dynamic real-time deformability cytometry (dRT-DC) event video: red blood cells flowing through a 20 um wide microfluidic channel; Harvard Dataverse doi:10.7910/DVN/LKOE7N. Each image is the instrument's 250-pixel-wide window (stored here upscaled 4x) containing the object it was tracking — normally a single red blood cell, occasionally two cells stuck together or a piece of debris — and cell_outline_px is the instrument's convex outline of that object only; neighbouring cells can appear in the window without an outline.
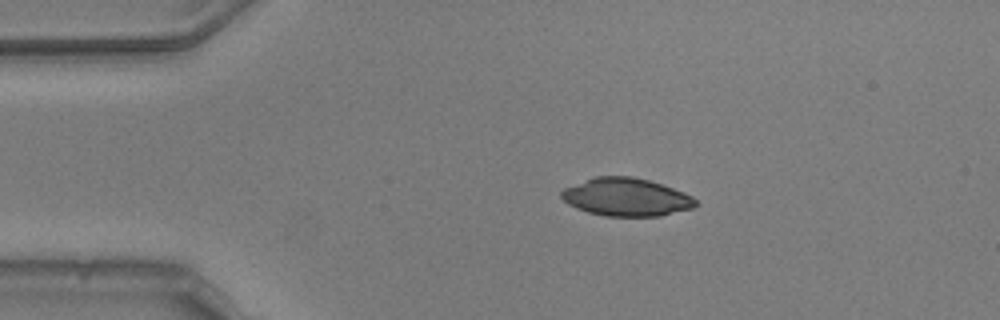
{"species": "common noctule bat (a hibernating species)", "species_latin": "Nyctalus noctula", "temperature_condition": "warm", "stored_images_in_passage": 44, "camera_frame_rate_fps": 3000, "um_per_image_px": 0.085, "animal": {"sex": "male", "body_mass_g": 20.5, "forearm_length_mm": 52.5}, "frame": {"image": 1, "passage_image": 1, "time_ms": 0.0, "image_size_px": [1000, 320], "cell_outline_px": [[696, 208], [660, 216], [604, 216], [588, 212], [576, 208], [568, 204], [560, 196], [560, 192], [564, 188], [596, 176], [632, 176], [648, 180], [684, 192], [692, 196], [696, 200]], "centroid_in_image_um": [53.24, 16.76], "position_along_channel_um": 31.8, "area_um2": 29.71}}
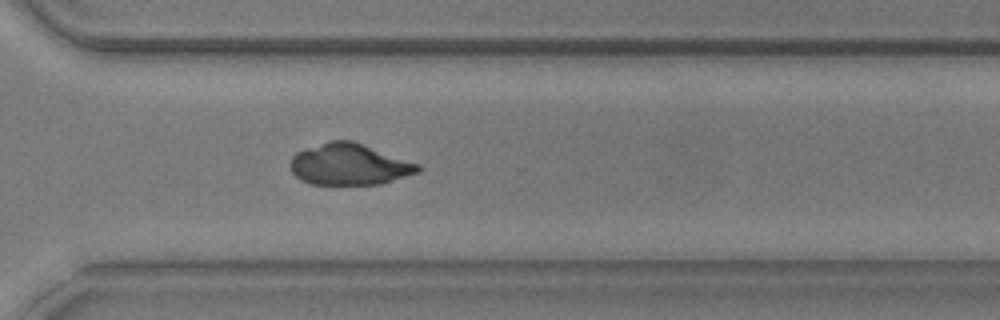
{"frame": {"image": 2, "passage_image": 29, "time_ms": 9.333, "image_size_px": [1000, 320], "cell_outline_px": [[424, 168], [420, 172], [380, 184], [312, 184], [300, 180], [292, 172], [288, 164], [292, 156], [296, 152], [328, 140], [352, 140], [420, 164]], "centroid_in_image_um": [29.69, 13.97], "position_along_channel_um": 340.9, "area_um2": 30.98}}
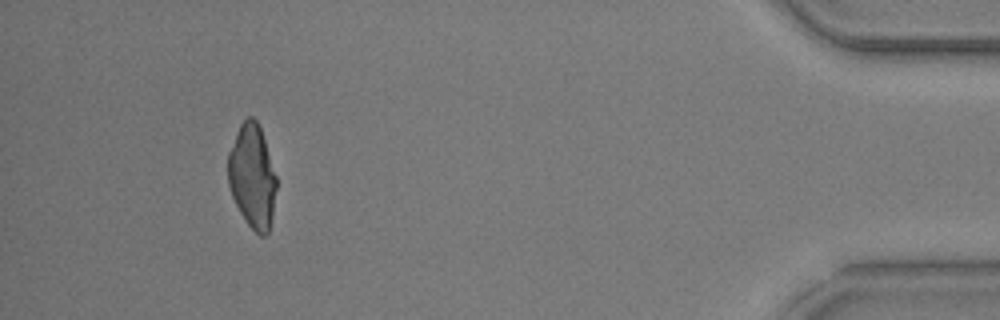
{"frame": {"image": 3, "passage_image": 40, "time_ms": 13.0, "image_size_px": [1000, 320], "cell_outline_px": [[276, 188], [272, 216], [268, 232], [264, 236], [260, 236], [248, 224], [240, 212], [232, 196], [228, 184], [228, 152], [236, 132], [240, 124], [248, 116], [252, 116], [256, 120], [260, 128], [276, 176]], "centroid_in_image_um": [21.42, 14.98], "position_along_channel_um": 413.8, "area_um2": 28.96}}